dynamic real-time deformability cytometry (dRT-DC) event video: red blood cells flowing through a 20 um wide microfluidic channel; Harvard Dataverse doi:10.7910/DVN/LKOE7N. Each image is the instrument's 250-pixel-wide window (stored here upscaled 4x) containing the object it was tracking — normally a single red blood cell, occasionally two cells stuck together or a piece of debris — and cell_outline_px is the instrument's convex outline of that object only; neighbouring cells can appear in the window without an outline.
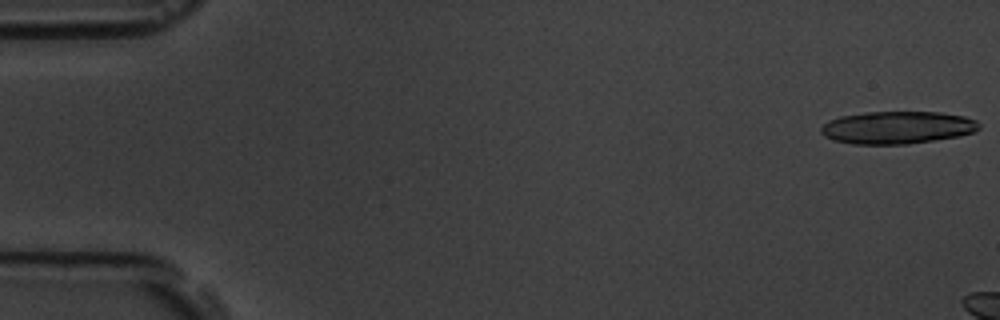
{"species": "common noctule bat (a hibernating species)", "species_latin": "Nyctalus noctula", "temperature_condition": "room temperature", "stored_images_in_passage": 3, "camera_frame_rate_fps": 3000, "um_per_image_px": 0.085, "animal": {"sex": "male", "body_mass_g": 19.5, "forearm_length_mm": 54.6}, "frame": {"image": 1, "passage_image": 1, "time_ms": 0.0, "image_size_px": [1000, 320], "cell_outline_px": [[980, 128], [972, 132], [960, 136], [936, 140], [908, 144], [852, 144], [836, 140], [824, 136], [820, 132], [820, 128], [828, 120], [840, 116], [864, 112], [940, 112], [964, 116], [976, 120], [980, 124]], "centroid_in_image_um": [76.27, 10.84], "position_along_channel_um": 8.7, "area_um2": 30.11}}